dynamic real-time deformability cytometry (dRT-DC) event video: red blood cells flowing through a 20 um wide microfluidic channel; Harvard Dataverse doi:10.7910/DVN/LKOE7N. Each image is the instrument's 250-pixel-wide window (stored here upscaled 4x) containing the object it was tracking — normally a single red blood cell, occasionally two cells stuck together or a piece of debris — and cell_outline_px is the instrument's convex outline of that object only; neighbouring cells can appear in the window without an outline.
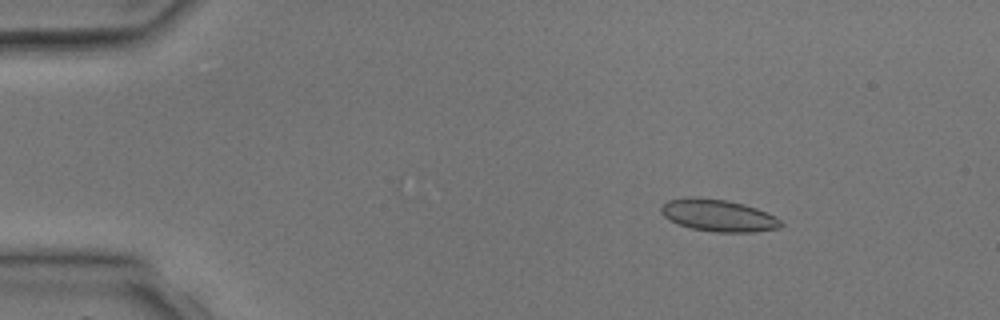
{"species": "common noctule bat (a hibernating species)", "species_latin": "Nyctalus noctula", "temperature_condition": "room temperature", "stored_images_in_passage": 3, "camera_frame_rate_fps": 3000, "um_per_image_px": 0.085, "animal": {"sex": "male", "body_mass_g": 17.9, "forearm_length_mm": 54.2}, "frame": {"image": 1, "passage_image": 2, "time_ms": 1.333, "image_size_px": [1000, 320], "cell_outline_px": [[784, 224], [780, 228], [756, 232], [716, 232], [692, 228], [668, 220], [660, 212], [660, 208], [668, 200], [692, 196], [696, 196], [728, 200], [744, 204], [756, 208], [776, 216]], "centroid_in_image_um": [61.07, 18.3], "position_along_channel_um": 23.9, "area_um2": 22.54}}